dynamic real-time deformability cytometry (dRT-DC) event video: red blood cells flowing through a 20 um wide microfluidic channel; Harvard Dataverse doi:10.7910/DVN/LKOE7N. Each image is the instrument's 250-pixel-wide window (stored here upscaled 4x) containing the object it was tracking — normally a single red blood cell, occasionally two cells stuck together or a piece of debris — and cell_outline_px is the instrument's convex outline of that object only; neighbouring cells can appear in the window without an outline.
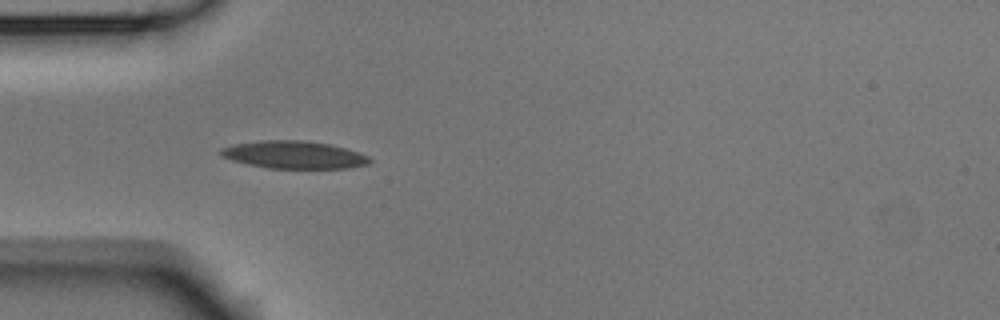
{"species": "Egyptian fruit bat (a non-hibernating species)", "species_latin": "Rousettus aegyptiacus", "temperature_condition": "room temperature", "stored_images_in_passage": 8, "camera_frame_rate_fps": 3000, "um_per_image_px": 0.085, "animal": {"sex": "male"}, "frame": {"image": 1, "passage_image": 5, "time_ms": 1.333, "image_size_px": [1000, 320], "cell_outline_px": [[372, 160], [368, 164], [348, 168], [268, 168], [248, 164], [232, 160], [220, 156], [216, 152], [220, 148], [232, 144], [260, 140], [304, 140], [328, 144], [360, 152], [368, 156]], "centroid_in_image_um": [24.93, 13.15], "position_along_channel_um": 60.1, "area_um2": 24.1}}
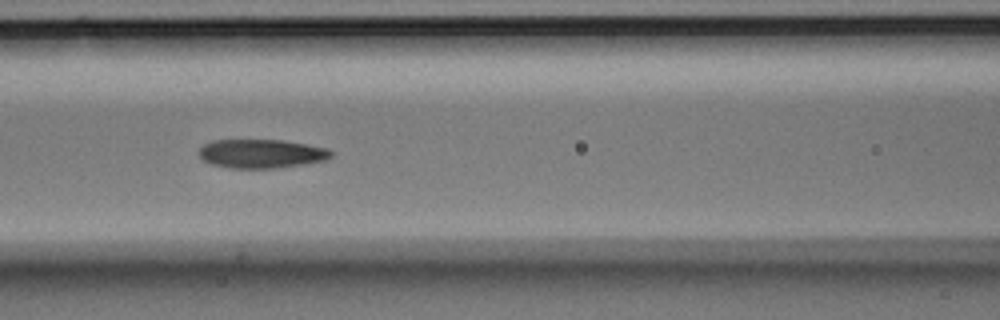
{"frame": {"image": 2, "passage_image": 7, "time_ms": 2.0, "image_size_px": [1000, 320], "cell_outline_px": [[332, 156], [324, 160], [276, 168], [228, 168], [212, 164], [204, 160], [200, 156], [200, 148], [204, 144], [212, 140], [284, 140], [328, 148], [332, 152]], "centroid_in_image_um": [22.21, 13.05], "position_along_channel_um": 144.4, "area_um2": 22.02}}
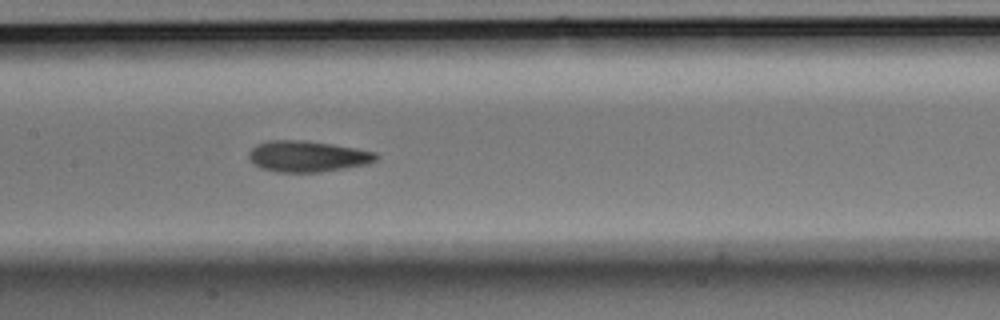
{"frame": {"image": 3, "passage_image": 8, "time_ms": 2.333, "image_size_px": [1000, 320], "cell_outline_px": [[380, 156], [376, 160], [368, 164], [320, 172], [276, 172], [260, 168], [248, 160], [248, 152], [256, 144], [268, 140], [304, 140], [332, 144], [356, 148], [376, 152]], "centroid_in_image_um": [26.11, 13.28], "position_along_channel_um": 181.3, "area_um2": 23.29}}